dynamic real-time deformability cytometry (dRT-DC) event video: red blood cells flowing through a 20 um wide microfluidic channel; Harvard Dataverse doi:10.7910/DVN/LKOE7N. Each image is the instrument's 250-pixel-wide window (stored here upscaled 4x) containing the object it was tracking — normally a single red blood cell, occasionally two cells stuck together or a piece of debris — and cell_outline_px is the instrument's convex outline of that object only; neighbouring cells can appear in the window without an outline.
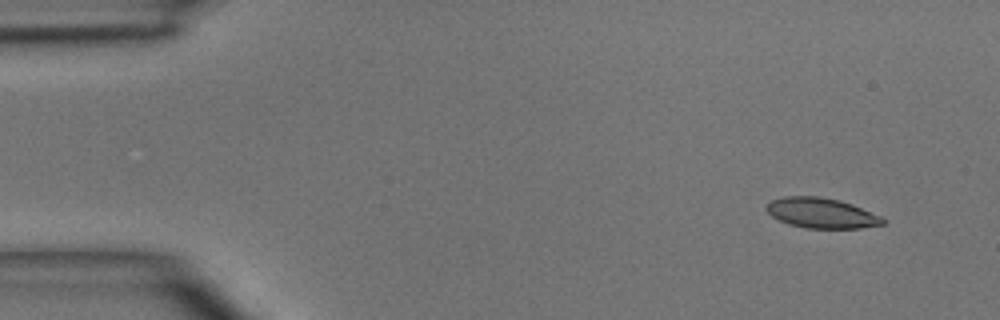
{"species": "common noctule bat (a hibernating species)", "species_latin": "Nyctalus noctula", "temperature_condition": "room temperature", "stored_images_in_passage": 4, "camera_frame_rate_fps": 3000, "um_per_image_px": 0.085, "animal": {"sex": "male", "body_mass_g": 15.6}, "frame": {"image": 1, "passage_image": 1, "time_ms": 0.0, "image_size_px": [1000, 320], "cell_outline_px": [[888, 220], [884, 224], [860, 228], [804, 228], [788, 224], [772, 216], [764, 208], [772, 200], [784, 196], [816, 196], [840, 200], [852, 204], [880, 216]], "centroid_in_image_um": [69.83, 18.11], "position_along_channel_um": 15.2, "area_um2": 20.46}}
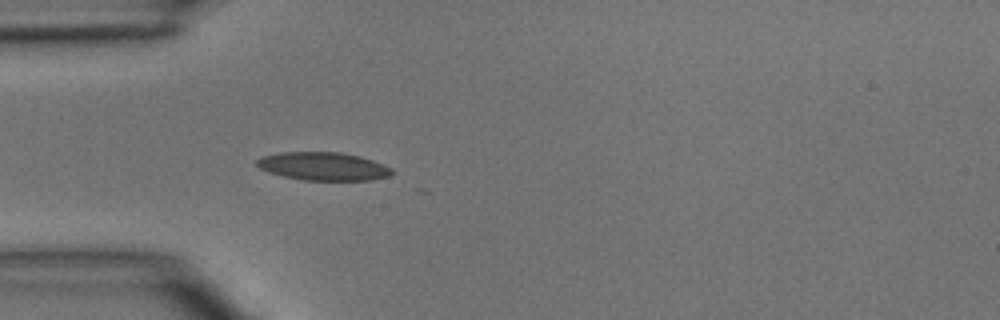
{"frame": {"image": 2, "passage_image": 4, "time_ms": 3.333, "image_size_px": [1000, 320], "cell_outline_px": [[396, 172], [388, 176], [368, 180], [300, 180], [268, 172], [260, 168], [256, 164], [256, 160], [260, 156], [280, 152], [340, 152], [360, 156], [372, 160], [392, 168]], "centroid_in_image_um": [27.46, 14.13], "position_along_channel_um": 57.5, "area_um2": 22.25}}